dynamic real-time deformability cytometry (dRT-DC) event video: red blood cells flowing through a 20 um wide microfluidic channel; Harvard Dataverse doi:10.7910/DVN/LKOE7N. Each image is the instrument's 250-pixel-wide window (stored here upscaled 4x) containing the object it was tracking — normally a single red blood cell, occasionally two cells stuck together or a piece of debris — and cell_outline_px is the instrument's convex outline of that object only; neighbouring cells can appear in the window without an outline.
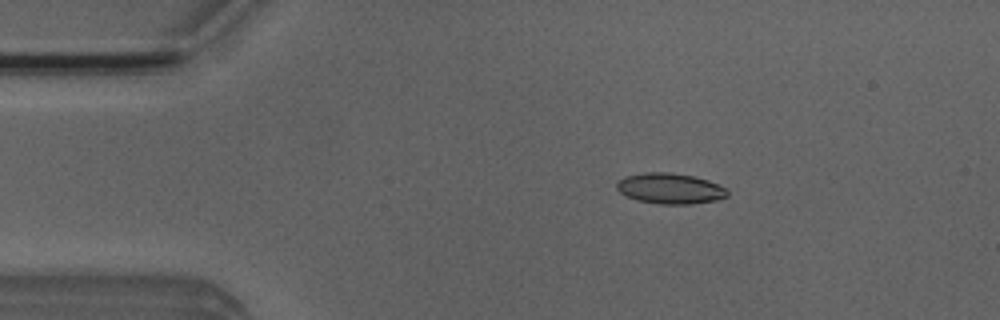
{"species": "Egyptian fruit bat (a non-hibernating species)", "species_latin": "Rousettus aegyptiacus", "temperature_condition": "room temperature", "stored_images_in_passage": 4, "camera_frame_rate_fps": 3000, "um_per_image_px": 0.085, "animal": {"sex": "male"}, "frame": {"image": 1, "passage_image": 2, "time_ms": 1.0, "image_size_px": [1000, 320], "cell_outline_px": [[728, 196], [716, 200], [692, 204], [660, 204], [636, 200], [620, 192], [616, 188], [616, 184], [624, 176], [644, 172], [672, 172], [696, 176], [708, 180], [724, 188], [728, 192]], "centroid_in_image_um": [56.94, 16.01], "position_along_channel_um": 28.1, "area_um2": 19.83}}